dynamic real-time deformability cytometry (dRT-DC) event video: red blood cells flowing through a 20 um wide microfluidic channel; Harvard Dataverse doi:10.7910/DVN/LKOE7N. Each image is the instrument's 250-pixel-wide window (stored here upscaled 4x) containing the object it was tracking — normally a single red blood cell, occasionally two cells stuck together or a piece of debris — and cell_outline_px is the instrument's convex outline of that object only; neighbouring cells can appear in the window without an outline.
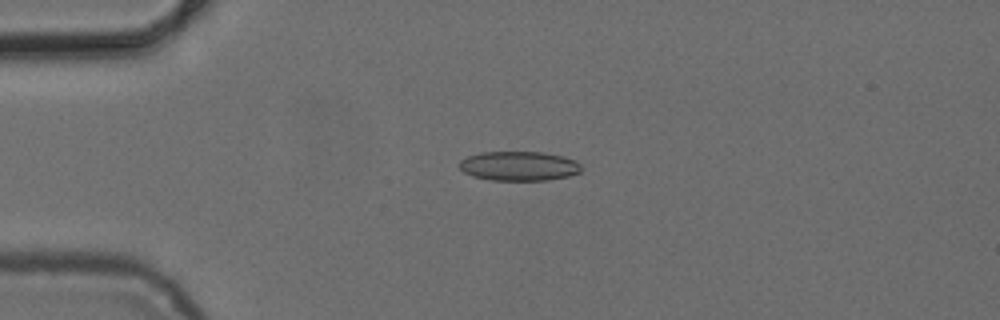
{"species": "common noctule bat (a hibernating species)", "species_latin": "Nyctalus noctula", "temperature_condition": "cold", "stored_images_in_passage": 3, "camera_frame_rate_fps": 3000, "um_per_image_px": 0.085, "animal": {"sex": "female", "body_mass_g": 24.6, "forearm_length_mm": 56.2}, "frame": {"image": 1, "passage_image": 3, "time_ms": 3.333, "image_size_px": [1000, 320], "cell_outline_px": [[580, 172], [568, 176], [548, 180], [492, 180], [472, 176], [464, 172], [456, 164], [460, 160], [468, 156], [480, 152], [544, 152], [564, 156], [576, 160], [580, 164]], "centroid_in_image_um": [44.09, 14.1], "position_along_channel_um": 40.9, "area_um2": 21.04}}